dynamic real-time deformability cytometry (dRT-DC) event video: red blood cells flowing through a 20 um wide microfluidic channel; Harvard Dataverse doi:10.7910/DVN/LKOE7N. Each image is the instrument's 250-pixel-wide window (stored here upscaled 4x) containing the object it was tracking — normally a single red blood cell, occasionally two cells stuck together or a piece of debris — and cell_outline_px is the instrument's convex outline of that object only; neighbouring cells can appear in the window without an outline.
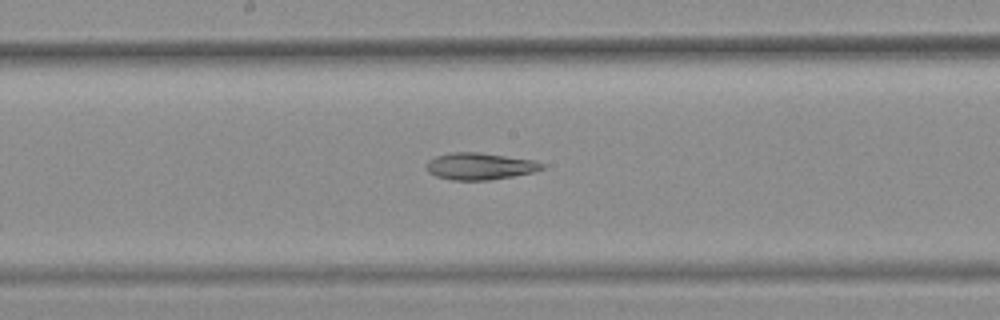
{"species": "common noctule bat (a hibernating species)", "species_latin": "Nyctalus noctula", "temperature_condition": "warm", "stored_images_in_passage": 40, "segment_of_instrument_passage": [2, 2], "camera_frame_rate_fps": 3000, "um_per_image_px": 0.085, "animal": {"sex": "female", "body_mass_g": 25.1}, "frame": {"image": 1, "passage_image": 21, "time_ms": 6.667, "image_size_px": [1000, 320], "cell_outline_px": [[544, 168], [532, 172], [512, 176], [488, 180], [452, 180], [436, 176], [428, 172], [424, 168], [424, 164], [428, 160], [436, 156], [452, 152], [480, 152], [532, 160], [544, 164]], "centroid_in_image_um": [40.71, 14.13], "position_along_channel_um": 207.5, "area_um2": 18.09}}
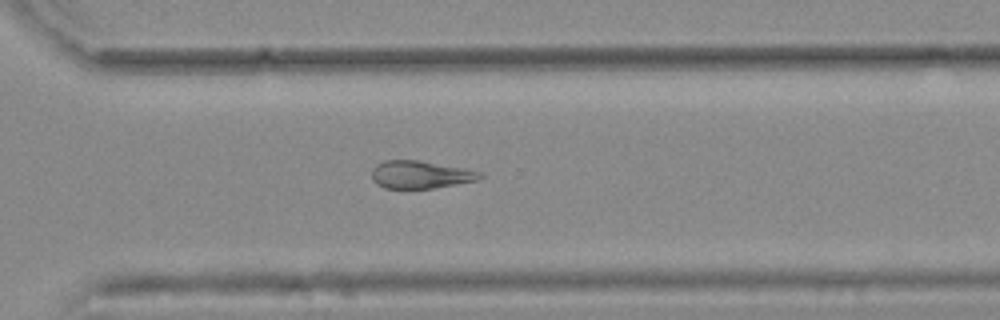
{"frame": {"image": 2, "passage_image": 31, "time_ms": 10.0, "image_size_px": [1000, 320], "cell_outline_px": [[484, 176], [476, 180], [456, 184], [432, 188], [384, 188], [376, 184], [372, 180], [372, 168], [376, 164], [384, 160], [416, 160], [464, 168], [480, 172]], "centroid_in_image_um": [35.68, 14.84], "position_along_channel_um": 334.9, "area_um2": 17.34}}
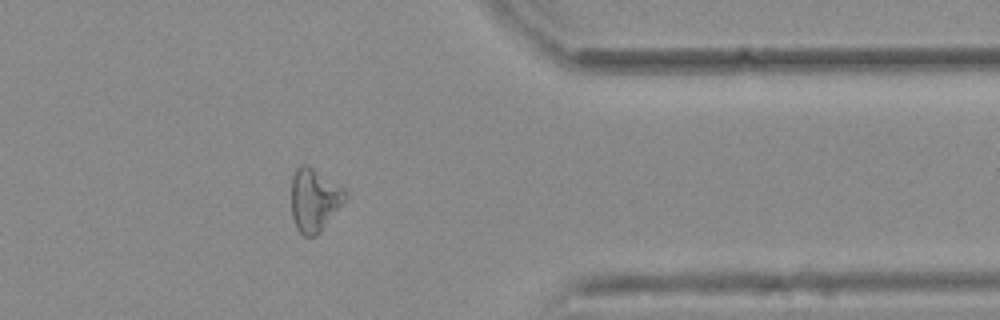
{"frame": {"image": 3, "passage_image": 36, "time_ms": 11.667, "image_size_px": [1000, 320], "cell_outline_px": [[348, 196], [320, 232], [316, 236], [304, 236], [296, 228], [292, 216], [292, 176], [296, 168], [300, 164], [308, 164], [344, 188], [348, 192]], "centroid_in_image_um": [26.71, 16.97], "position_along_channel_um": 384.7, "area_um2": 19.83}}